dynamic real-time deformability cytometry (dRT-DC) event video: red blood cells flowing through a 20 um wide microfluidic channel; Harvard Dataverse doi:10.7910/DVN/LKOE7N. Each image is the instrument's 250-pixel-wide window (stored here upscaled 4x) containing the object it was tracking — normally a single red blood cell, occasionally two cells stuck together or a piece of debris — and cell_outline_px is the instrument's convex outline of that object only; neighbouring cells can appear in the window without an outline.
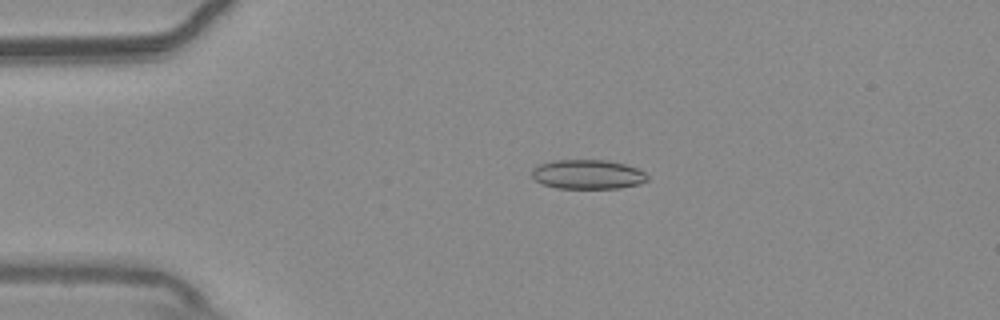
{"species": "common noctule bat (a hibernating species)", "species_latin": "Nyctalus noctula", "temperature_condition": "warm", "stored_images_in_passage": 55, "camera_frame_rate_fps": 3000, "um_per_image_px": 0.085, "animal": {"sex": "male", "body_mass_g": 20.4}, "frame": {"image": 1, "passage_image": 12, "time_ms": 3.667, "image_size_px": [1000, 320], "cell_outline_px": [[648, 180], [640, 184], [620, 188], [556, 188], [544, 184], [536, 180], [532, 176], [532, 168], [540, 164], [552, 160], [608, 160], [624, 164], [636, 168], [644, 172], [648, 176]], "centroid_in_image_um": [49.96, 14.82], "position_along_channel_um": 35.0, "area_um2": 19.77}}
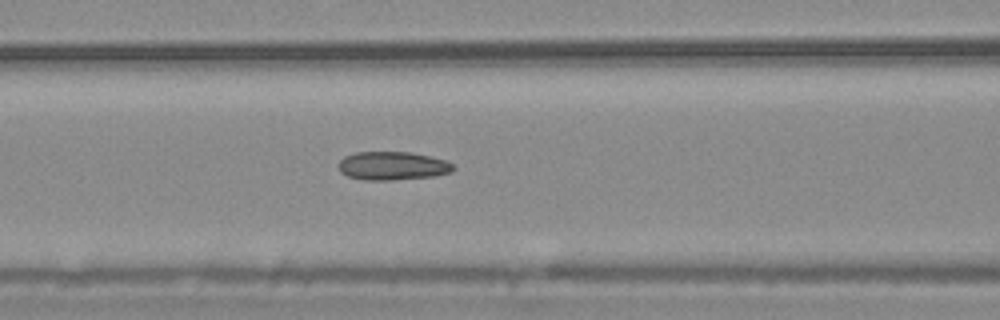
{"frame": {"image": 2, "passage_image": 23, "time_ms": 7.333, "image_size_px": [1000, 320], "cell_outline_px": [[456, 168], [452, 172], [436, 176], [392, 180], [364, 180], [348, 176], [340, 172], [336, 164], [344, 156], [356, 152], [412, 152], [444, 160], [452, 164]], "centroid_in_image_um": [33.34, 14.1], "position_along_channel_um": 133.3, "area_um2": 19.19}}
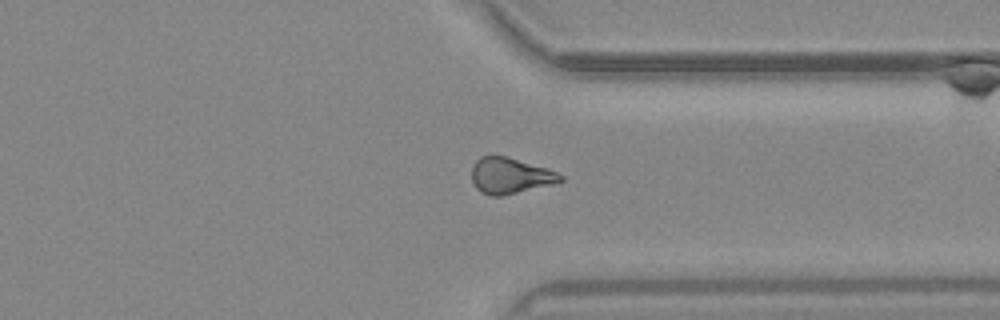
{"frame": {"image": 3, "passage_image": 42, "time_ms": 13.667, "image_size_px": [1000, 320], "cell_outline_px": [[564, 180], [552, 184], [500, 196], [488, 196], [480, 192], [476, 188], [472, 180], [472, 168], [476, 160], [480, 156], [504, 156], [548, 168], [564, 176]], "centroid_in_image_um": [43.35, 14.94], "position_along_channel_um": 368.1, "area_um2": 18.44}, "authors_computed_cell_mechanics": {"area_um2": 18.785, "velocity_mm_per_s": 3.7101, "shape_relaxation_time_tau1_ms": 10.7604, "shape_relaxation_time_tau2_ms": 2.8669, "deformation_change_tau1": 0.2006, "deformation_change_tau2": 0.0908}}